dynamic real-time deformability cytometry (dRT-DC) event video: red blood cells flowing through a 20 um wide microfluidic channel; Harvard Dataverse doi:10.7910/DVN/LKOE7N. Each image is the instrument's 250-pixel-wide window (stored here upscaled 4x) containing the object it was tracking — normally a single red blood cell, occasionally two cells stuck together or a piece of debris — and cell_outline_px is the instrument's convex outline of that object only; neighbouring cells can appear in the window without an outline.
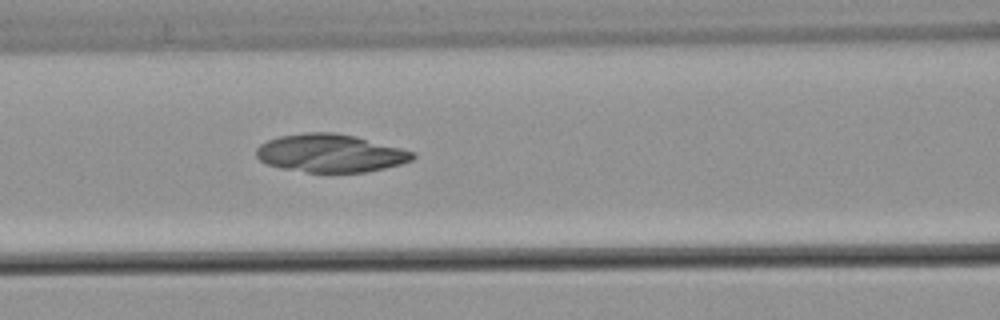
{"species": "common noctule bat (a hibernating species)", "species_latin": "Nyctalus noctula", "temperature_condition": "warm", "stored_images_in_passage": 55, "camera_frame_rate_fps": 3000, "um_per_image_px": 0.085, "animal": {"sex": "male", "body_mass_g": 21.5, "forearm_length_mm": 52.0}, "frame": {"image": 1, "passage_image": 24, "time_ms": 7.667, "image_size_px": [1000, 320], "cell_outline_px": [[416, 156], [412, 160], [400, 164], [368, 172], [304, 172], [280, 168], [268, 164], [260, 160], [256, 156], [256, 148], [260, 144], [268, 140], [280, 136], [304, 132], [336, 132], [356, 136], [416, 152]], "centroid_in_image_um": [28.08, 13.02], "position_along_channel_um": 138.5, "area_um2": 34.85}}
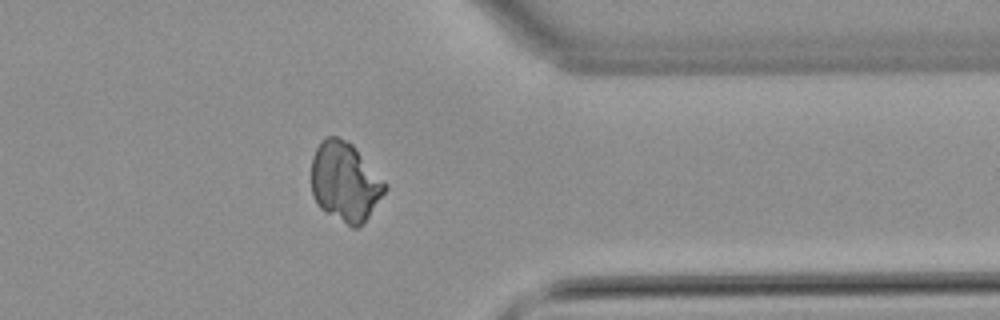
{"frame": {"image": 2, "passage_image": 44, "time_ms": 14.333, "image_size_px": [1000, 320], "cell_outline_px": [[388, 188], [368, 216], [356, 228], [352, 228], [320, 208], [316, 204], [312, 196], [312, 156], [320, 140], [328, 136], [336, 136], [348, 140], [352, 144], [388, 184]], "centroid_in_image_um": [29.32, 15.43], "position_along_channel_um": 382.1, "area_um2": 34.04}}
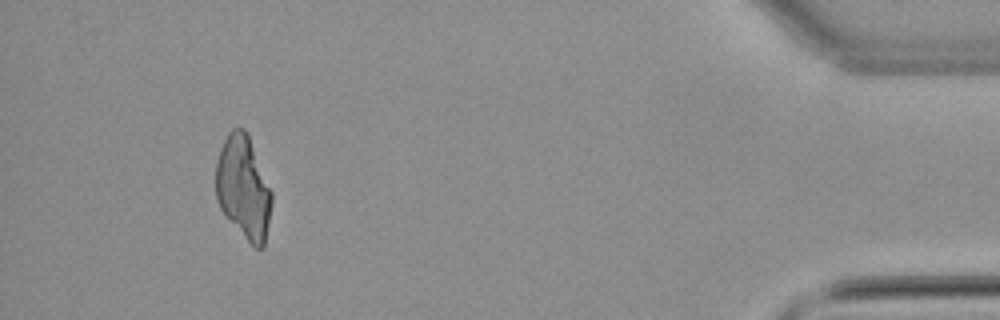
{"frame": {"image": 3, "passage_image": 51, "time_ms": 16.667, "image_size_px": [1000, 320], "cell_outline_px": [[272, 204], [264, 248], [252, 248], [220, 208], [216, 196], [216, 160], [220, 148], [228, 132], [232, 128], [244, 128], [248, 132], [272, 192]], "centroid_in_image_um": [20.7, 15.94], "position_along_channel_um": 414.5, "area_um2": 33.87}}